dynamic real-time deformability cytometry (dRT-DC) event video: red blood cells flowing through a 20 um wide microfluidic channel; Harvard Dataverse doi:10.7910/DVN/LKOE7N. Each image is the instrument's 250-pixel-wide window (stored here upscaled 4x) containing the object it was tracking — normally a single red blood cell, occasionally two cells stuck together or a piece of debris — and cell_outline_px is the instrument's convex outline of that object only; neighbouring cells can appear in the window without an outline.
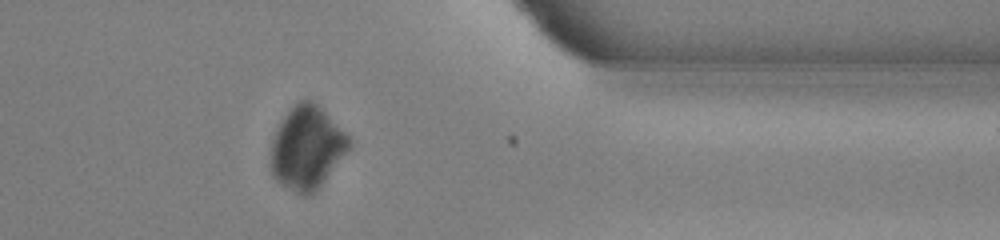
{"species": "common noctule bat (a hibernating species)", "species_latin": "Nyctalus noctula", "temperature_condition": "warm", "stored_images_in_passage": 37, "camera_frame_rate_fps": 3000, "um_per_image_px": 0.085, "animal": {"sex": "male", "body_mass_g": 13.0, "forearm_length_mm": 53.1}, "frame": {"image": 1, "passage_image": 27, "time_ms": 8.667, "image_size_px": [1000, 240], "cell_outline_px": [[352, 148], [320, 188], [308, 196], [304, 196], [280, 184], [272, 176], [268, 160], [272, 140], [276, 128], [284, 116], [296, 100], [312, 100], [352, 140]], "centroid_in_image_um": [26.07, 12.6], "position_along_channel_um": 385.3, "area_um2": 38.49}}
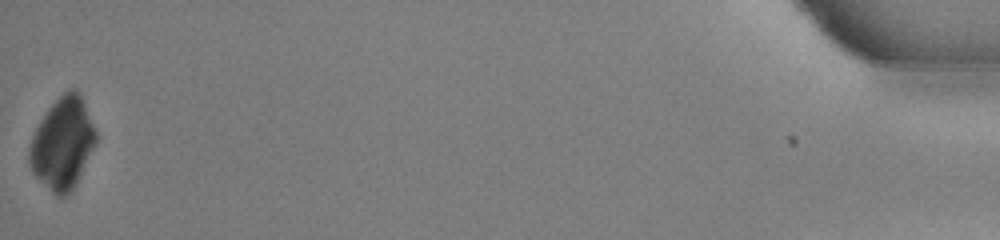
{"frame": {"image": 2, "passage_image": 37, "time_ms": 12.0, "image_size_px": [1000, 240], "cell_outline_px": [[96, 144], [76, 184], [68, 196], [56, 196], [32, 172], [28, 164], [28, 152], [32, 136], [40, 120], [48, 108], [68, 88], [76, 88], [80, 92], [96, 132]], "centroid_in_image_um": [5.31, 12.19], "position_along_channel_um": 429.9, "area_um2": 35.49}}